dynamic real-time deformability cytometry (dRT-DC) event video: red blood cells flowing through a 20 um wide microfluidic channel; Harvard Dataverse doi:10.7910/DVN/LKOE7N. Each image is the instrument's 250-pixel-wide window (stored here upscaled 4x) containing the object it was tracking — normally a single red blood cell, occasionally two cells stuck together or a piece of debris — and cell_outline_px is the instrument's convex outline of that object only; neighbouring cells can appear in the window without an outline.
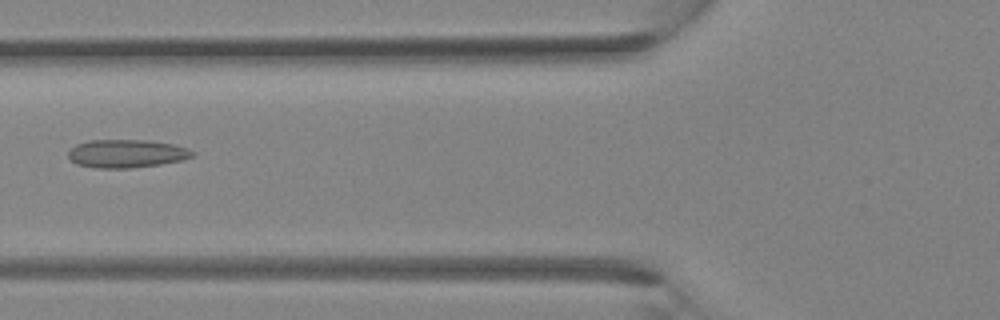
{"species": "Egyptian fruit bat (a non-hibernating species)", "species_latin": "Rousettus aegyptiacus", "temperature_condition": "room temperature", "stored_images_in_passage": 35, "camera_frame_rate_fps": 3000, "um_per_image_px": 0.085, "animal": {"sex": "female"}, "frame": {"image": 1, "passage_image": 12, "time_ms": 3.667, "image_size_px": [1000, 320], "cell_outline_px": [[196, 152], [192, 156], [184, 160], [160, 164], [128, 168], [96, 168], [76, 164], [68, 156], [68, 152], [76, 144], [88, 140], [148, 140], [172, 144], [188, 148]], "centroid_in_image_um": [10.77, 13.05], "position_along_channel_um": 115.0, "area_um2": 20.4}}
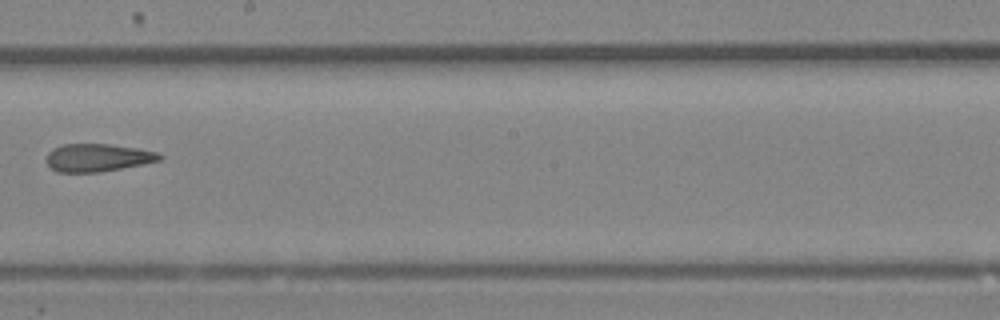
{"frame": {"image": 2, "passage_image": 19, "time_ms": 6.0, "image_size_px": [1000, 320], "cell_outline_px": [[164, 156], [160, 160], [100, 172], [56, 172], [48, 164], [48, 152], [52, 148], [64, 144], [108, 144], [136, 148], [156, 152]], "centroid_in_image_um": [8.28, 13.39], "position_along_channel_um": 239.9, "area_um2": 18.03}}
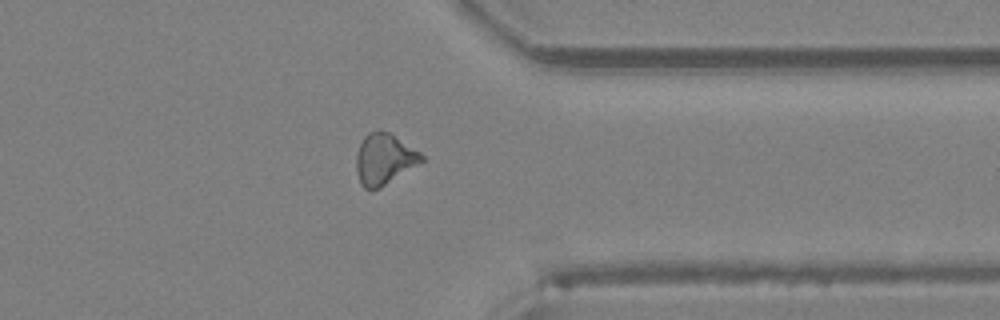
{"frame": {"image": 3, "passage_image": 27, "time_ms": 8.667, "image_size_px": [1000, 320], "cell_outline_px": [[424, 160], [380, 188], [364, 188], [360, 184], [356, 172], [356, 156], [360, 144], [364, 136], [368, 132], [380, 128], [388, 132], [420, 152], [424, 156]], "centroid_in_image_um": [32.63, 13.5], "position_along_channel_um": 378.8, "area_um2": 19.25}}